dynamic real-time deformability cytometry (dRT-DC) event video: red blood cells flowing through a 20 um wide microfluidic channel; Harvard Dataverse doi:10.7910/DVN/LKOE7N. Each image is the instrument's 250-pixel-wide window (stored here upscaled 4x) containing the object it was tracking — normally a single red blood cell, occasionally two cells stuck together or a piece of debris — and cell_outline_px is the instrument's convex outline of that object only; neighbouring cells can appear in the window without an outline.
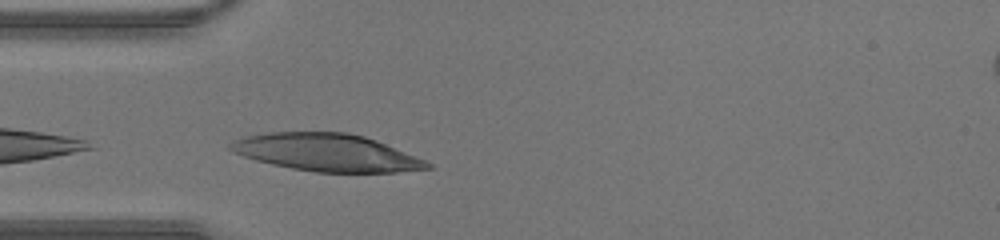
{"species": "human", "species_latin": "Homo sapiens", "temperature_condition": "warm", "stored_images_in_passage": 24, "camera_frame_rate_fps": 3000, "um_per_image_px": 0.085, "donor": {"sex": "male"}, "frame": {"image": 1, "passage_image": 1, "time_ms": 0.0, "image_size_px": [1000, 240], "cell_outline_px": [[432, 168], [396, 172], [316, 172], [292, 168], [272, 164], [256, 160], [232, 152], [228, 148], [228, 144], [236, 140], [248, 136], [268, 132], [348, 132], [364, 136], [376, 140], [424, 160], [432, 164]], "centroid_in_image_um": [27.75, 12.96], "position_along_channel_um": 57.2, "area_um2": 42.54}}
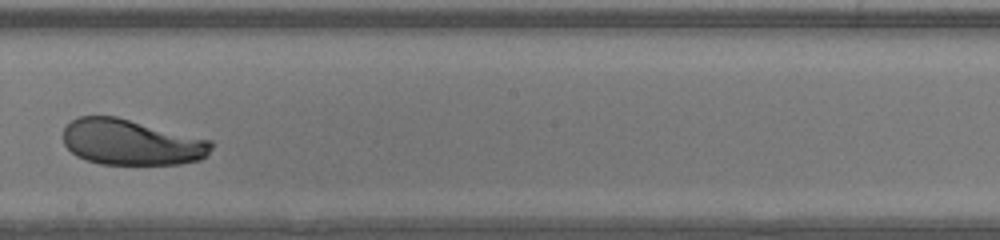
{"frame": {"image": 2, "passage_image": 13, "time_ms": 4.0, "image_size_px": [1000, 240], "cell_outline_px": [[212, 148], [208, 156], [200, 160], [180, 164], [100, 164], [76, 156], [64, 144], [64, 128], [72, 120], [80, 116], [116, 116], [212, 140]], "centroid_in_image_um": [11.19, 12.09], "position_along_channel_um": 237.0, "area_um2": 39.54}}
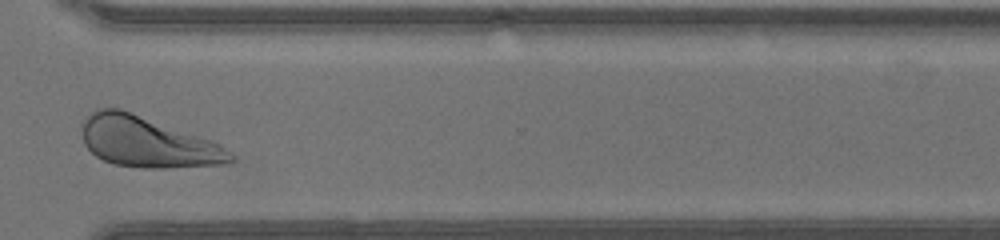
{"frame": {"image": 3, "passage_image": 21, "time_ms": 6.667, "image_size_px": [1000, 240], "cell_outline_px": [[236, 160], [224, 164], [164, 168], [140, 168], [116, 164], [104, 160], [96, 156], [84, 144], [80, 124], [92, 112], [100, 108], [120, 108], [212, 140], [220, 144]], "centroid_in_image_um": [12.5, 12.07], "position_along_channel_um": 358.1, "area_um2": 43.58}}